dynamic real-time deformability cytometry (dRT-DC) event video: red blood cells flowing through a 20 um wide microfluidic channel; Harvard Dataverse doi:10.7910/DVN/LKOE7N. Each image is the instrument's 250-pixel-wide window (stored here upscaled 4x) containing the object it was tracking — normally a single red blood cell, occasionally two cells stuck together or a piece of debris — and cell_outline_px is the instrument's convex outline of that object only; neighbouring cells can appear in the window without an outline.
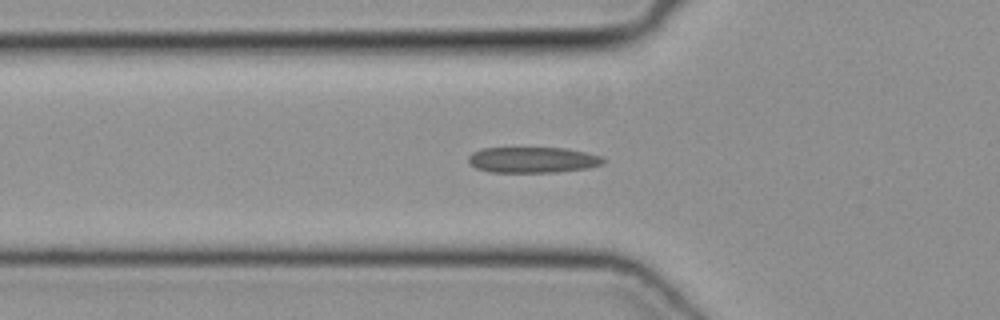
{"species": "common noctule bat (a hibernating species)", "species_latin": "Nyctalus noctula", "temperature_condition": "cold", "stored_images_in_passage": 48, "camera_frame_rate_fps": 3000, "um_per_image_px": 0.085, "animal": {"sex": "female", "body_mass_g": 19.3, "forearm_length_mm": 54.1}, "frame": {"image": 1, "passage_image": 16, "time_ms": 5.0, "image_size_px": [1000, 320], "cell_outline_px": [[604, 164], [588, 168], [556, 172], [492, 172], [476, 168], [468, 160], [468, 156], [472, 152], [484, 148], [564, 148], [584, 152], [600, 156], [604, 160]], "centroid_in_image_um": [45.28, 13.59], "position_along_channel_um": 80.5, "area_um2": 20.11}}
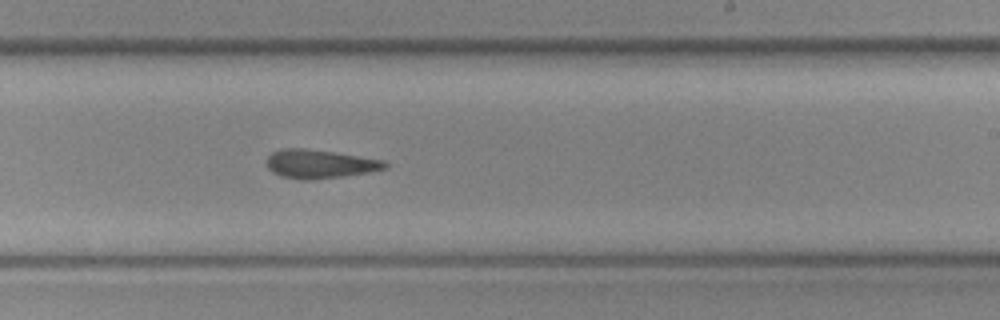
{"frame": {"image": 2, "passage_image": 29, "time_ms": 9.333, "image_size_px": [1000, 320], "cell_outline_px": [[388, 168], [368, 172], [312, 180], [300, 180], [280, 176], [272, 172], [268, 168], [268, 156], [272, 152], [284, 148], [300, 148], [332, 152], [384, 160], [388, 164]], "centroid_in_image_um": [27.16, 13.94], "position_along_channel_um": 261.8, "area_um2": 19.54}}
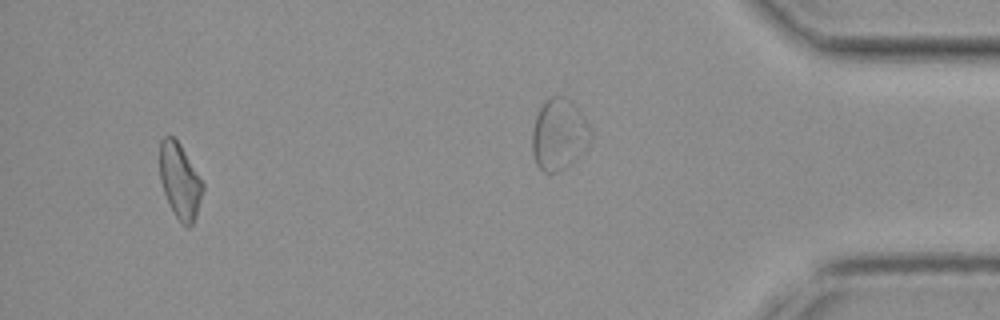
{"frame": {"image": 3, "passage_image": 46, "time_ms": 15.0, "image_size_px": [1000, 320], "cell_outline_px": [[204, 188], [196, 216], [192, 224], [188, 228], [180, 224], [164, 192], [160, 180], [160, 140], [164, 136], [172, 136], [180, 144], [200, 176], [204, 184]], "centroid_in_image_um": [15.3, 15.39], "position_along_channel_um": 419.9, "area_um2": 18.79}}